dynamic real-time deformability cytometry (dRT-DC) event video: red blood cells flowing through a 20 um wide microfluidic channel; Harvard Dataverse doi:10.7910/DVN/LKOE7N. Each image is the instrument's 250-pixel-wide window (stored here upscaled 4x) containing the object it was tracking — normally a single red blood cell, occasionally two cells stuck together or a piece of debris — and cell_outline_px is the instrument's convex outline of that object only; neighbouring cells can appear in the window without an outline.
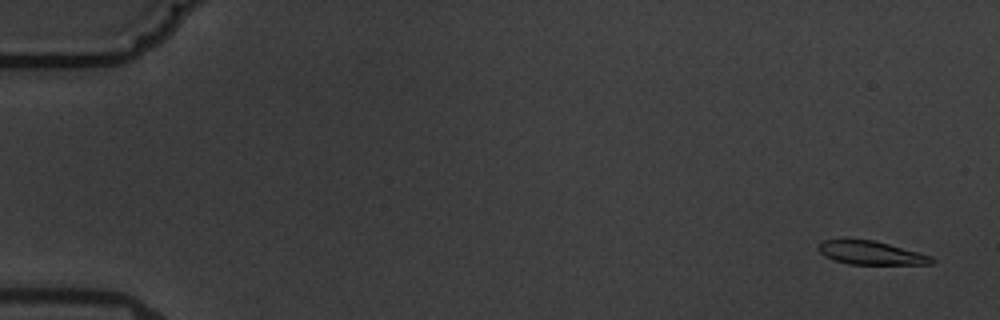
{"species": "common noctule bat (a hibernating species)", "species_latin": "Nyctalus noctula", "temperature_condition": "warm", "stored_images_in_passage": 5, "camera_frame_rate_fps": 3000, "um_per_image_px": 0.085, "animal": {"sex": "male", "body_mass_g": 19.5, "forearm_length_mm": 54.6}, "frame": {"image": 1, "passage_image": 1, "time_ms": 0.0, "image_size_px": [1000, 320], "cell_outline_px": [[936, 260], [932, 264], [848, 264], [824, 256], [820, 252], [820, 244], [824, 240], [872, 240], [888, 244], [932, 256]], "centroid_in_image_um": [74.08, 21.51], "position_along_channel_um": 10.9, "area_um2": 15.09}}